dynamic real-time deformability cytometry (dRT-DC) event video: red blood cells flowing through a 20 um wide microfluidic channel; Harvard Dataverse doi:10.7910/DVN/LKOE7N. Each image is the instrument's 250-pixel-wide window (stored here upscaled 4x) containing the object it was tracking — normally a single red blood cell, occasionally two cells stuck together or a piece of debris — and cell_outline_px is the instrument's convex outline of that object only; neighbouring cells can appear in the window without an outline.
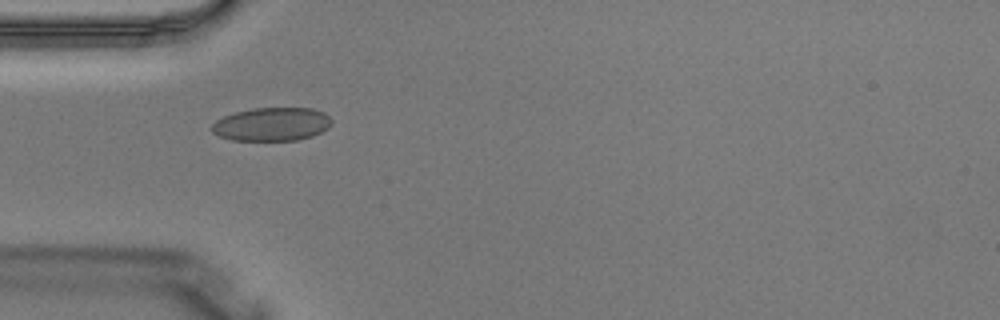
{"species": "Egyptian fruit bat (a non-hibernating species)", "species_latin": "Rousettus aegyptiacus", "temperature_condition": "warm", "stored_images_in_passage": 4, "camera_frame_rate_fps": 3000, "um_per_image_px": 0.085, "animal": {"sex": "male"}, "frame": {"image": 1, "passage_image": 4, "time_ms": 1.0, "image_size_px": [1000, 320], "cell_outline_px": [[332, 124], [328, 128], [312, 136], [296, 140], [232, 140], [220, 136], [212, 132], [212, 124], [216, 120], [224, 116], [236, 112], [252, 108], [312, 108], [324, 112], [332, 120]], "centroid_in_image_um": [23.12, 10.55], "position_along_channel_um": 61.9, "area_um2": 23.29}}